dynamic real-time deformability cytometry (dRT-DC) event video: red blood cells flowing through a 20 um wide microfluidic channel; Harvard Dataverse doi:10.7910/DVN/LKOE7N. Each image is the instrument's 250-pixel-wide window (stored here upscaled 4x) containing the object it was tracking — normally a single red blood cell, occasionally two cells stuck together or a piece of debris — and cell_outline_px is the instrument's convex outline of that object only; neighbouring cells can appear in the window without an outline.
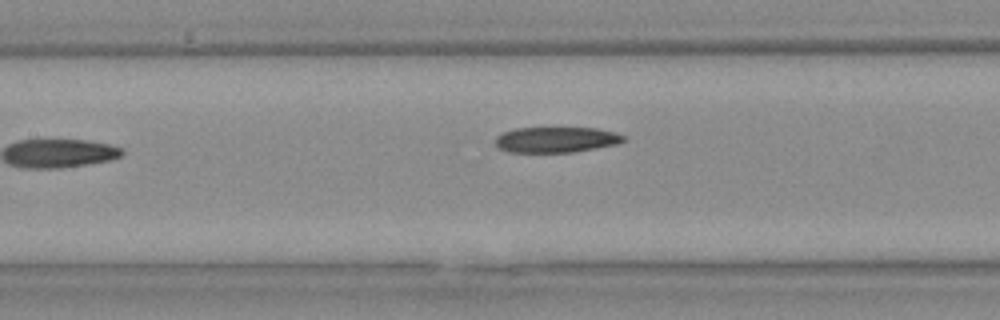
{"species": "Egyptian fruit bat (a non-hibernating species)", "species_latin": "Rousettus aegyptiacus", "temperature_condition": "warm", "stored_images_in_passage": 9, "camera_frame_rate_fps": 3000, "um_per_image_px": 0.085, "animal": {"sex": "female"}, "frame": {"image": 1, "passage_image": 9, "time_ms": 2.667, "image_size_px": [1000, 320], "cell_outline_px": [[624, 140], [616, 144], [596, 148], [572, 152], [508, 152], [500, 148], [496, 144], [496, 136], [504, 132], [516, 128], [596, 128], [616, 132], [624, 136]], "centroid_in_image_um": [47.27, 11.87], "position_along_channel_um": 160.1, "area_um2": 18.96}}